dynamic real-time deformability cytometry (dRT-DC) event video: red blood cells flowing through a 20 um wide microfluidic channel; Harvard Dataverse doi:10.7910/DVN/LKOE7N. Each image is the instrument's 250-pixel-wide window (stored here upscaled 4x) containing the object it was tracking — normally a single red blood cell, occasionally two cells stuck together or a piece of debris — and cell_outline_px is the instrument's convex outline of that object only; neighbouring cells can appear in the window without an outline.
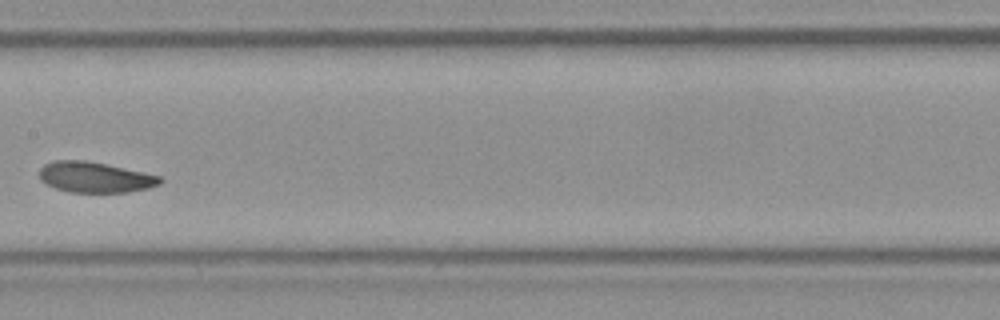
{"species": "Egyptian fruit bat (a non-hibernating species)", "species_latin": "Rousettus aegyptiacus", "temperature_condition": "room temperature", "stored_images_in_passage": 8, "camera_frame_rate_fps": 3000, "um_per_image_px": 0.085, "frame": {"image": 1, "passage_image": 8, "time_ms": 2.333, "image_size_px": [1000, 320], "cell_outline_px": [[164, 180], [160, 184], [148, 188], [128, 192], [68, 192], [56, 188], [40, 180], [40, 168], [44, 164], [52, 160], [84, 160], [144, 172], [160, 176]], "centroid_in_image_um": [8.07, 15.06], "position_along_channel_um": 199.3, "area_um2": 21.44}}